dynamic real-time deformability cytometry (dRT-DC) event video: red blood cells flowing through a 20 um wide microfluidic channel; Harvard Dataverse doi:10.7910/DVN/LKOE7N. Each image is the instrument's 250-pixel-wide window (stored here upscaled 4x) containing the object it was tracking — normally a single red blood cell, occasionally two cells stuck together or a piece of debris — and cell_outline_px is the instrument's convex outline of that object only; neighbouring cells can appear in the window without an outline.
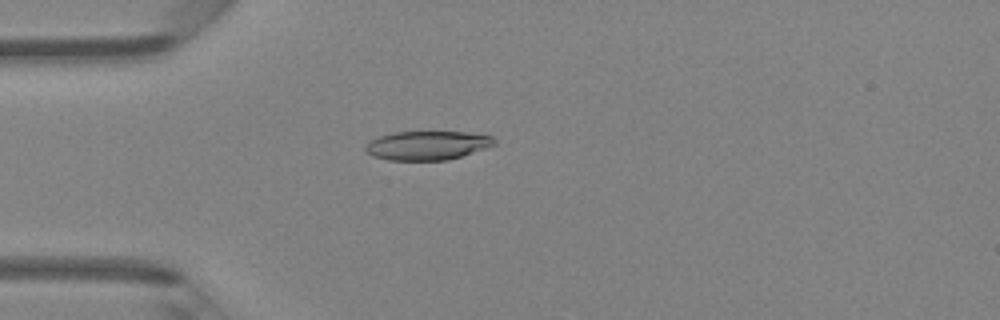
{"species": "Egyptian fruit bat (a non-hibernating species)", "species_latin": "Rousettus aegyptiacus", "temperature_condition": "room temperature", "stored_images_in_passage": 3, "camera_frame_rate_fps": 3000, "um_per_image_px": 0.085, "animal": {"sex": "female"}, "frame": {"image": 1, "passage_image": 3, "time_ms": 0.667, "image_size_px": [1000, 320], "cell_outline_px": [[496, 144], [488, 148], [448, 160], [388, 160], [372, 156], [364, 148], [372, 140], [380, 136], [392, 132], [464, 132], [492, 136], [496, 140]], "centroid_in_image_um": [36.36, 12.36], "position_along_channel_um": 48.6, "area_um2": 21.68}}